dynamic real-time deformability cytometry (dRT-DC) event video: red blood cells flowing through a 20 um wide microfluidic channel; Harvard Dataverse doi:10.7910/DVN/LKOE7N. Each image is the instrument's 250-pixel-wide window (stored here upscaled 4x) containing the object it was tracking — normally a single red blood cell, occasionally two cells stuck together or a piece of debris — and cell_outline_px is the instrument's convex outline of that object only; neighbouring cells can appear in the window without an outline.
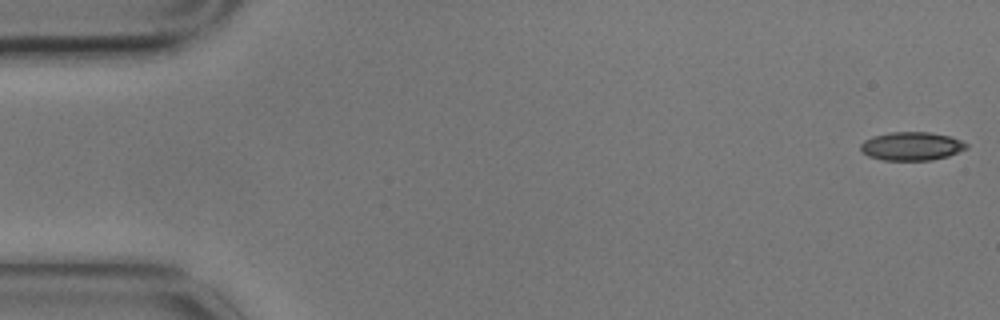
{"species": "common noctule bat (a hibernating species)", "species_latin": "Nyctalus noctula", "temperature_condition": "cold", "stored_images_in_passage": 5, "camera_frame_rate_fps": 3000, "um_per_image_px": 0.085, "animal": {"sex": "male", "body_mass_g": 17.9}, "frame": {"image": 1, "passage_image": 1, "time_ms": 0.0, "image_size_px": [1000, 320], "cell_outline_px": [[968, 148], [948, 156], [932, 160], [884, 160], [868, 156], [860, 152], [860, 144], [864, 140], [872, 136], [888, 132], [928, 132], [952, 136], [968, 144]], "centroid_in_image_um": [77.46, 12.42], "position_along_channel_um": 7.5, "area_um2": 17.74}}
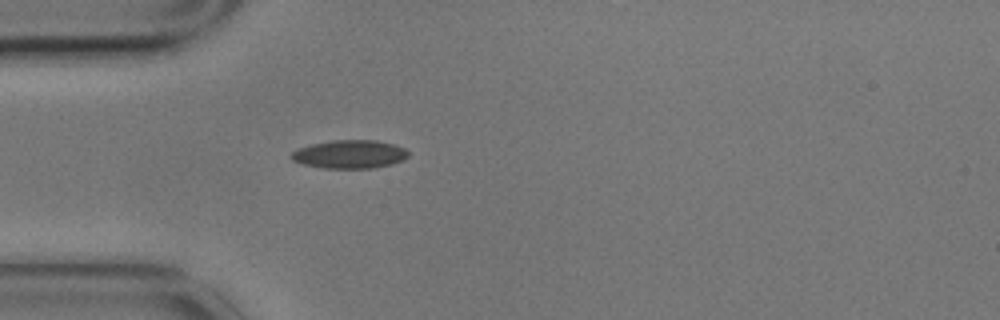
{"frame": {"image": 2, "passage_image": 5, "time_ms": 1.333, "image_size_px": [1000, 320], "cell_outline_px": [[408, 156], [404, 160], [392, 164], [372, 168], [324, 168], [304, 164], [292, 160], [288, 156], [292, 152], [300, 148], [312, 144], [332, 140], [376, 140], [392, 144], [404, 148], [408, 152]], "centroid_in_image_um": [29.72, 13.11], "position_along_channel_um": 55.3, "area_um2": 19.25}}